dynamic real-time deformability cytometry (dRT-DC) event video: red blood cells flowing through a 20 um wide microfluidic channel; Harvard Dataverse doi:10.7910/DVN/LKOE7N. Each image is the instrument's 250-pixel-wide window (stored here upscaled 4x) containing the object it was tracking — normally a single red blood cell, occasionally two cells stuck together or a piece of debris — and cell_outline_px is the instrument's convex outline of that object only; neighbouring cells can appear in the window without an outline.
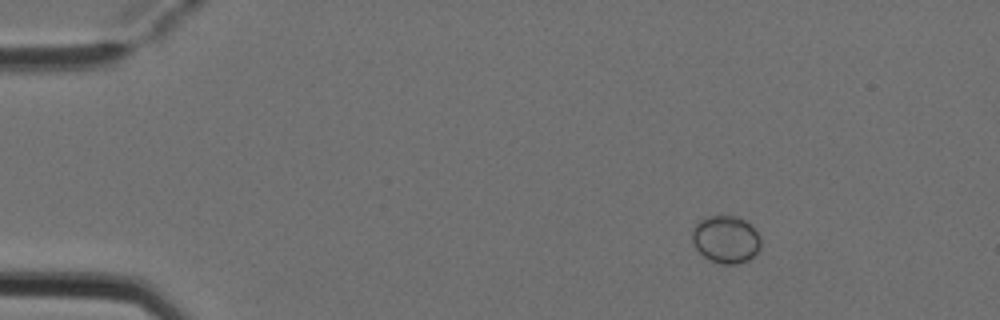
{"species": "Egyptian fruit bat (a non-hibernating species)", "species_latin": "Rousettus aegyptiacus", "temperature_condition": "cold", "stored_images_in_passage": 8, "camera_frame_rate_fps": 3000, "um_per_image_px": 0.085, "animal": {"sex": "female"}, "frame": {"image": 1, "passage_image": 2, "time_ms": 0.333, "image_size_px": [1000, 320], "cell_outline_px": [[760, 248], [748, 260], [736, 264], [720, 264], [704, 256], [692, 244], [692, 228], [700, 220], [708, 216], [736, 216], [744, 220], [760, 236]], "centroid_in_image_um": [61.67, 20.35], "position_along_channel_um": 23.3, "area_um2": 18.79}}
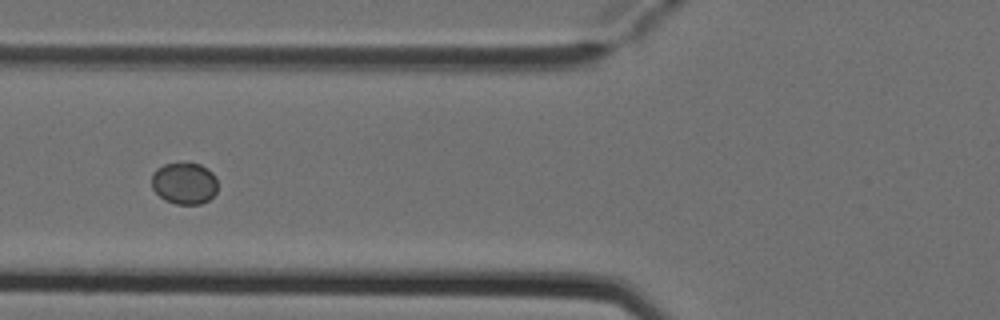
{"frame": {"image": 2, "passage_image": 5, "time_ms": 1.333, "image_size_px": [1000, 320], "cell_outline_px": [[216, 192], [208, 200], [200, 204], [176, 204], [164, 200], [152, 188], [152, 172], [156, 168], [164, 164], [188, 160], [200, 164], [212, 172], [216, 180]], "centroid_in_image_um": [15.64, 15.53], "position_along_channel_um": 110.2, "area_um2": 16.42}}
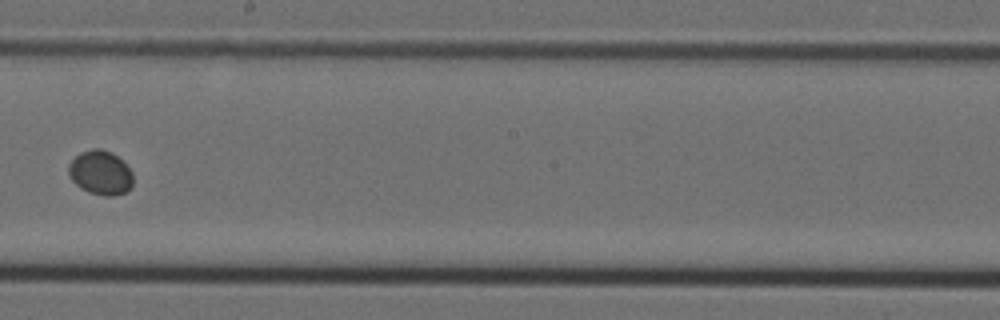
{"frame": {"image": 3, "passage_image": 8, "time_ms": 2.333, "image_size_px": [1000, 320], "cell_outline_px": [[132, 188], [128, 192], [116, 196], [104, 196], [88, 192], [80, 188], [72, 180], [68, 172], [68, 164], [80, 152], [92, 148], [100, 148], [112, 152], [132, 172]], "centroid_in_image_um": [8.54, 14.7], "position_along_channel_um": 239.7, "area_um2": 16.76}}